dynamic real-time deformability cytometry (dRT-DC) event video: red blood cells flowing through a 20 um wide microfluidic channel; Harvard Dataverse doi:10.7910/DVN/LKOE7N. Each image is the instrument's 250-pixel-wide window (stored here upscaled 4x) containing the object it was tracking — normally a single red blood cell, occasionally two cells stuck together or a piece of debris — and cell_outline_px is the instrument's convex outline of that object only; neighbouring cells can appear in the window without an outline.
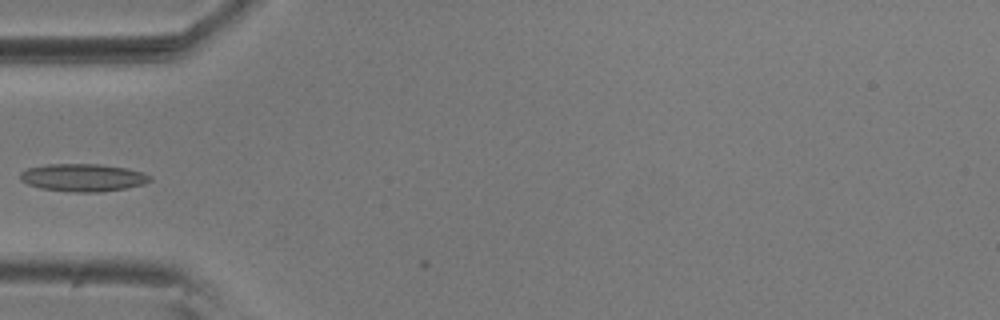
{"species": "common noctule bat (a hibernating species)", "species_latin": "Nyctalus noctula", "temperature_condition": "room temperature", "stored_images_in_passage": 7, "camera_frame_rate_fps": 3000, "um_per_image_px": 0.085, "animal": {"sex": "male", "body_mass_g": 20.5, "forearm_length_mm": 52.5}, "frame": {"image": 1, "passage_image": 2, "time_ms": 0.333, "image_size_px": [1000, 320], "cell_outline_px": [[152, 180], [144, 184], [128, 188], [100, 192], [76, 192], [40, 188], [28, 184], [20, 180], [20, 172], [28, 168], [44, 164], [100, 164], [128, 168], [152, 176]], "centroid_in_image_um": [7.07, 15.09], "position_along_channel_um": 77.9, "area_um2": 21.04}}
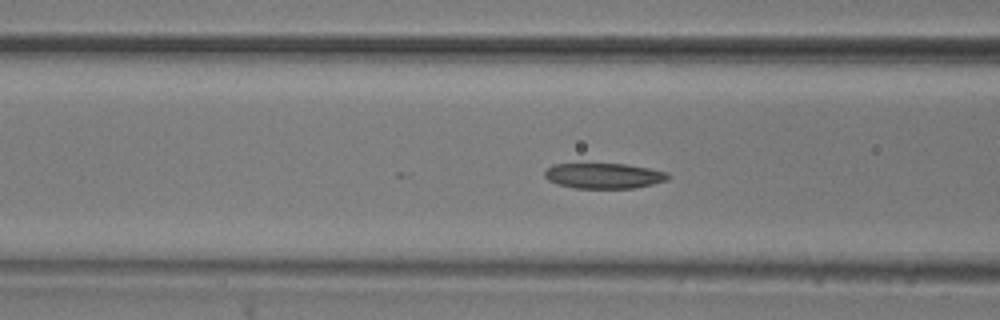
{"frame": {"image": 2, "passage_image": 5, "time_ms": 1.333, "image_size_px": [1000, 320], "cell_outline_px": [[672, 176], [668, 180], [636, 188], [576, 188], [556, 184], [548, 180], [544, 176], [544, 172], [552, 164], [628, 164], [668, 172]], "centroid_in_image_um": [51.35, 14.94], "position_along_channel_um": 115.2, "area_um2": 18.38}}